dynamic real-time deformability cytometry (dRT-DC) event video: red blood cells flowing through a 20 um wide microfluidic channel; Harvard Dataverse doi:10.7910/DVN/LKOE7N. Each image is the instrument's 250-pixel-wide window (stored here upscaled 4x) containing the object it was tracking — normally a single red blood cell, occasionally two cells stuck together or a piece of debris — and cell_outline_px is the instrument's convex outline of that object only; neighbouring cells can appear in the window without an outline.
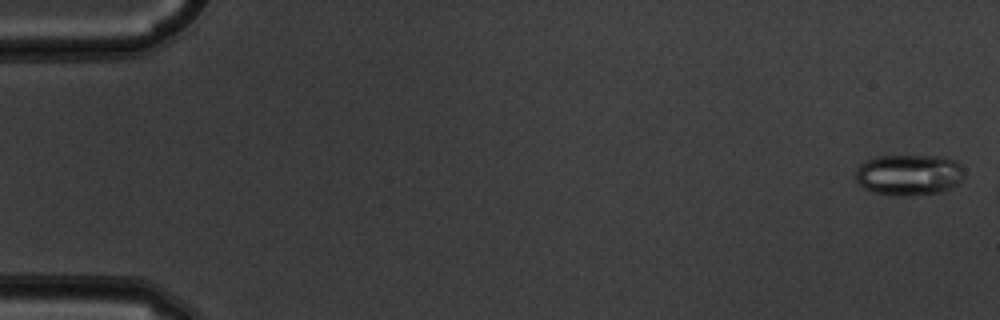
{"species": "common noctule bat (a hibernating species)", "species_latin": "Nyctalus noctula", "temperature_condition": "warm", "stored_images_in_passage": 3, "camera_frame_rate_fps": 3000, "um_per_image_px": 0.085, "animal": {"sex": "male", "body_mass_g": 19.5, "forearm_length_mm": 54.6}, "frame": {"image": 1, "passage_image": 1, "time_ms": 0.0, "image_size_px": [1000, 320], "cell_outline_px": [[964, 176], [960, 184], [940, 192], [900, 196], [896, 196], [872, 192], [864, 188], [856, 180], [856, 168], [860, 164], [876, 156], [940, 156], [956, 160], [960, 164], [964, 172]], "centroid_in_image_um": [77.28, 14.86], "position_along_channel_um": 7.7, "area_um2": 26.13}}